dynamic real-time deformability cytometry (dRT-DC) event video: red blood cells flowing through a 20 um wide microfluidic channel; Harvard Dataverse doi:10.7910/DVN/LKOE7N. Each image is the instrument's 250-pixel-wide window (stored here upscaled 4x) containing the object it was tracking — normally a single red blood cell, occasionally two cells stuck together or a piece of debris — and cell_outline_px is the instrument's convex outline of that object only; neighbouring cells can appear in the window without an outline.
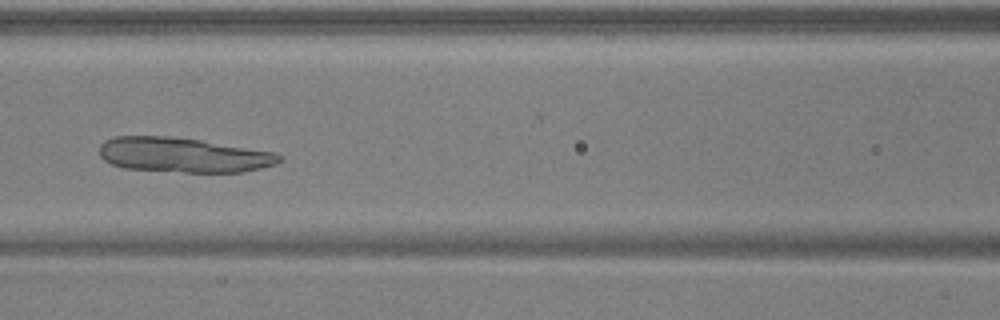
{"species": "common noctule bat (a hibernating species)", "species_latin": "Nyctalus noctula", "temperature_condition": "warm", "stored_images_in_passage": 52, "camera_frame_rate_fps": 3000, "um_per_image_px": 0.085, "animal": {"sex": "male", "body_mass_g": 17.9, "forearm_length_mm": 54.2}, "frame": {"image": 1, "passage_image": 23, "time_ms": 7.333, "image_size_px": [1000, 320], "cell_outline_px": [[284, 160], [276, 164], [244, 172], [184, 172], [124, 168], [112, 164], [104, 160], [100, 156], [100, 144], [104, 140], [116, 136], [164, 136], [200, 140], [272, 152], [284, 156]], "centroid_in_image_um": [15.57, 13.18], "position_along_channel_um": 151.0, "area_um2": 36.36}}
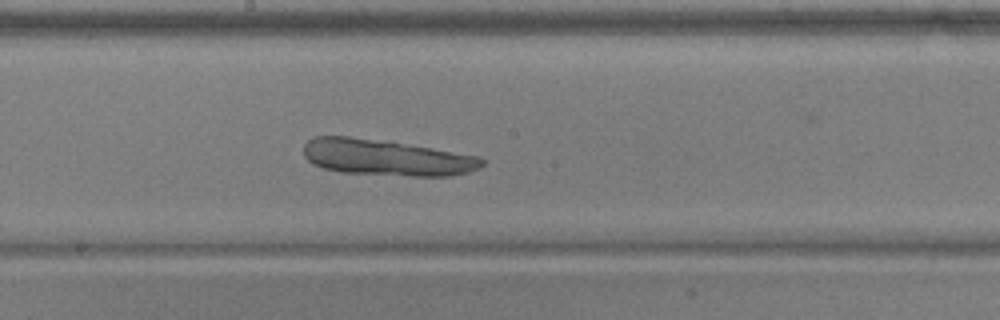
{"frame": {"image": 2, "passage_image": 28, "time_ms": 9.0, "image_size_px": [1000, 320], "cell_outline_px": [[484, 164], [468, 172], [448, 176], [412, 176], [340, 172], [324, 168], [312, 164], [304, 156], [304, 144], [312, 136], [348, 136], [432, 148], [480, 156], [484, 160]], "centroid_in_image_um": [32.8, 13.39], "position_along_channel_um": 215.4, "area_um2": 37.22}}